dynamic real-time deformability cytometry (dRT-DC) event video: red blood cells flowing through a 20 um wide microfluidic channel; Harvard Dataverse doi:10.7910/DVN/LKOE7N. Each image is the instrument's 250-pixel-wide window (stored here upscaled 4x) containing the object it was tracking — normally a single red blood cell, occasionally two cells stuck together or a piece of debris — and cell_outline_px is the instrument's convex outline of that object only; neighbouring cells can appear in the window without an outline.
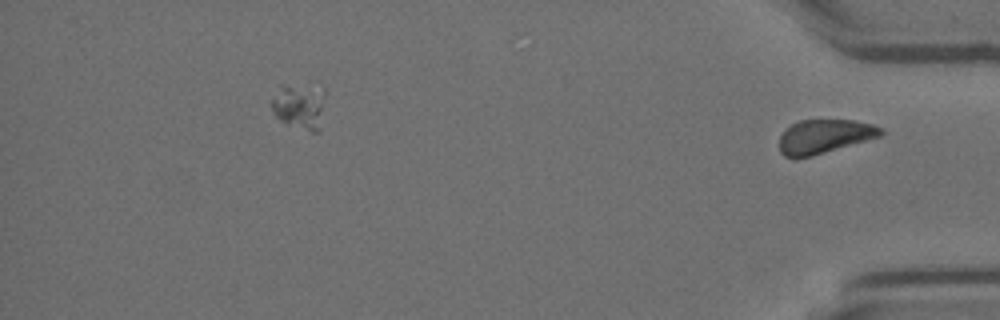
{"species": "Egyptian fruit bat (a non-hibernating species)", "species_latin": "Rousettus aegyptiacus", "temperature_condition": "room temperature", "stored_images_in_passage": 33, "segment_of_instrument_passage": [2, 2], "camera_frame_rate_fps": 3000, "um_per_image_px": 0.085, "animal": {"sex": "female"}, "frame": {"image": 1, "passage_image": 33, "time_ms": 10.667, "image_size_px": [1000, 320], "cell_outline_px": [[884, 132], [880, 136], [812, 156], [784, 156], [780, 152], [780, 136], [784, 128], [800, 120], [856, 120], [872, 124], [880, 128]], "centroid_in_image_um": [70.06, 11.57], "position_along_channel_um": 365.1, "area_um2": 19.77}}